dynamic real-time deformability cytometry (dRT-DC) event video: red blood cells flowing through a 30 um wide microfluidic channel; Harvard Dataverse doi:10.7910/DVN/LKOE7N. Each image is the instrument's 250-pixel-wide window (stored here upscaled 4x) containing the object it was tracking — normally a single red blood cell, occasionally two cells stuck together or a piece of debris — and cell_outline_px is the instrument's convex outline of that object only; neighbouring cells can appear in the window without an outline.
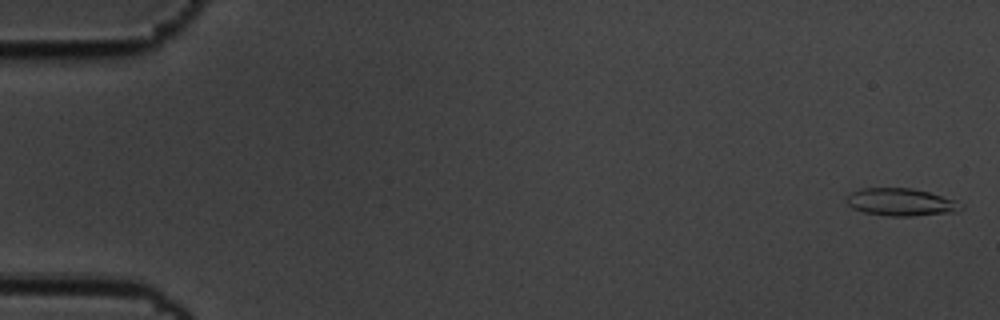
{"species": "common noctule bat (a hibernating species)", "species_latin": "Nyctalus noctula", "temperature_condition": "cold", "stored_images_in_passage": 57, "camera_frame_rate_fps": 3000, "um_per_image_px": 0.085, "animal": {"sex": "male", "body_mass_g": 19.5, "forearm_length_mm": 54.6}, "frame": {"image": 1, "passage_image": 1, "time_ms": 0.0, "image_size_px": [1000, 320], "cell_outline_px": [[964, 208], [960, 212], [912, 216], [888, 216], [864, 212], [852, 208], [844, 200], [852, 192], [860, 188], [912, 188], [928, 192], [956, 200], [964, 204]], "centroid_in_image_um": [76.63, 17.19], "position_along_channel_um": 8.4, "area_um2": 18.61}}
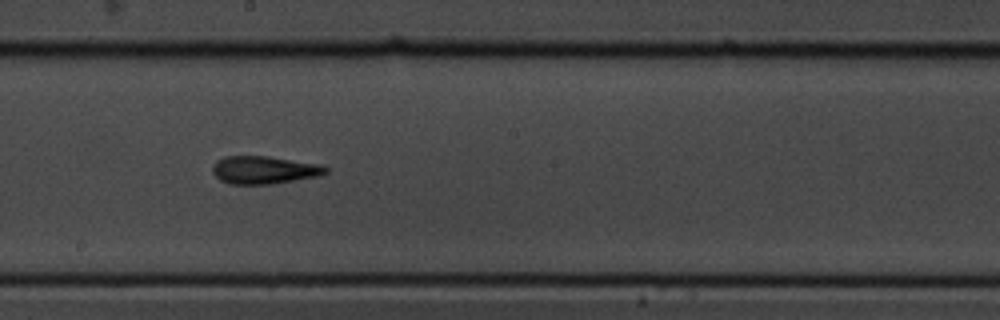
{"frame": {"image": 2, "passage_image": 32, "time_ms": 10.333, "image_size_px": [1000, 320], "cell_outline_px": [[328, 172], [320, 176], [272, 184], [228, 184], [220, 180], [212, 172], [212, 168], [216, 160], [224, 156], [268, 156], [320, 164], [328, 168]], "centroid_in_image_um": [22.45, 14.45], "position_along_channel_um": 225.8, "area_um2": 18.5}}
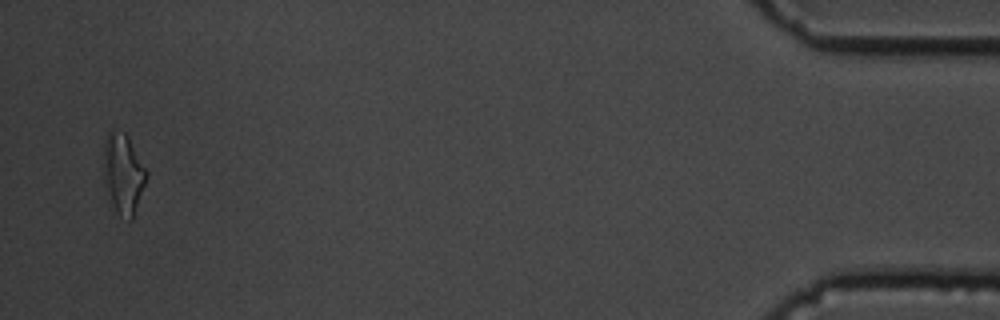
{"frame": {"image": 3, "passage_image": 56, "time_ms": 18.333, "image_size_px": [1000, 320], "cell_outline_px": [[148, 176], [132, 216], [128, 220], [120, 216], [112, 200], [104, 180], [104, 140], [108, 132], [112, 128], [124, 132], [128, 136], [148, 172]], "centroid_in_image_um": [10.48, 14.66], "position_along_channel_um": 424.7, "area_um2": 19.48}, "authors_computed_cell_mechanics": {"area_um2": 18.0336, "velocity_mm_per_s": 3.4822, "shape_relaxation_time_tau1_ms": 7.8884, "shape_relaxation_time_tau2_ms": 4.1933, "deformation_change_tau1": 0.2191, "deformation_change_tau2": 0.1505}}